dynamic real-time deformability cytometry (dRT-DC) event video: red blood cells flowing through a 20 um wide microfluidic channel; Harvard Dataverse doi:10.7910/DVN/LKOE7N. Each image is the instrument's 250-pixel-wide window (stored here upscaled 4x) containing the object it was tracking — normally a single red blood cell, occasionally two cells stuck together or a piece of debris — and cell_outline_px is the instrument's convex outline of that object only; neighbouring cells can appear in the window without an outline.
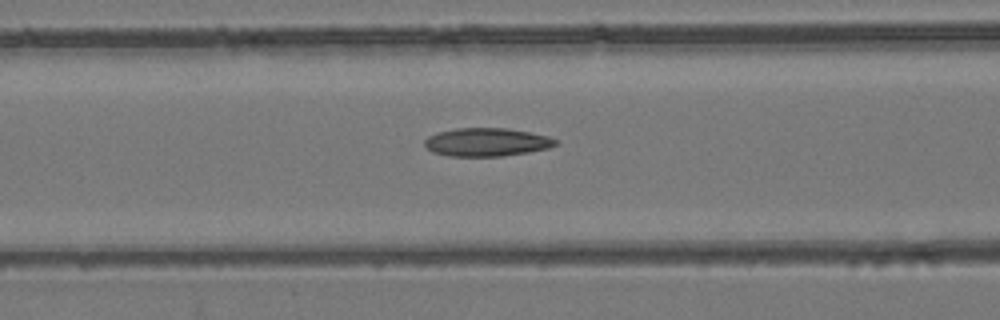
{"species": "common noctule bat (a hibernating species)", "species_latin": "Nyctalus noctula", "temperature_condition": "room temperature", "stored_images_in_passage": 49, "camera_frame_rate_fps": 3000, "um_per_image_px": 0.085, "animal": {"sex": "female", "body_mass_g": 24.6, "forearm_length_mm": 56.2}, "frame": {"image": 1, "passage_image": 18, "time_ms": 5.667, "image_size_px": [1000, 320], "cell_outline_px": [[560, 144], [548, 148], [528, 152], [504, 156], [448, 156], [432, 152], [424, 144], [424, 140], [428, 136], [436, 132], [456, 128], [508, 128], [548, 136], [560, 140]], "centroid_in_image_um": [41.39, 12.08], "position_along_channel_um": 125.2, "area_um2": 21.79}}
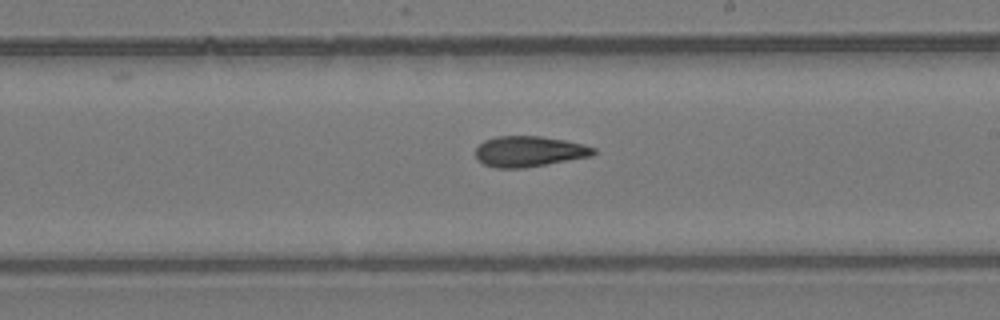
{"frame": {"image": 2, "passage_image": 27, "time_ms": 8.667, "image_size_px": [1000, 320], "cell_outline_px": [[596, 152], [592, 156], [524, 168], [496, 168], [484, 164], [476, 156], [476, 148], [484, 140], [496, 136], [540, 136], [564, 140], [584, 144], [596, 148]], "centroid_in_image_um": [44.99, 12.87], "position_along_channel_um": 244.0, "area_um2": 21.04}}
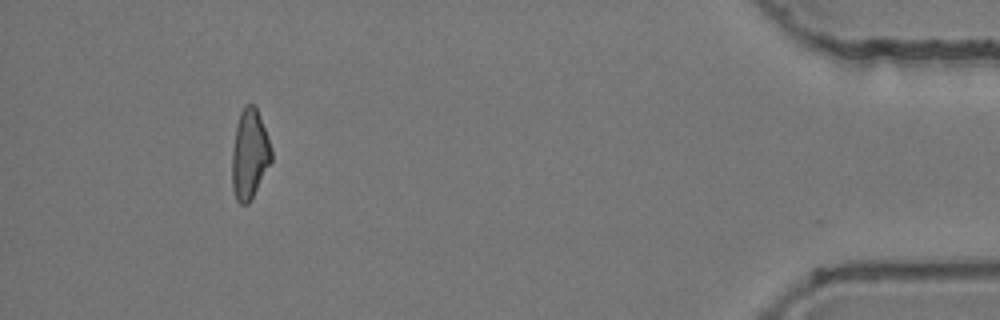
{"frame": {"image": 3, "passage_image": 45, "time_ms": 14.667, "image_size_px": [1000, 320], "cell_outline_px": [[272, 160], [248, 204], [240, 204], [236, 200], [232, 188], [232, 148], [236, 124], [240, 112], [244, 104], [256, 104], [272, 152]], "centroid_in_image_um": [21.19, 13.08], "position_along_channel_um": 414.0, "area_um2": 20.52}, "authors_computed_cell_mechanics": {"area_um2": 21.2126, "velocity_mm_per_s": 3.9578, "shape_relaxation_time_tau1_ms": null, "shape_relaxation_time_tau2_ms": 8.6265, "deformation_change_tau1": null, "deformation_change_tau2": 0.193}}